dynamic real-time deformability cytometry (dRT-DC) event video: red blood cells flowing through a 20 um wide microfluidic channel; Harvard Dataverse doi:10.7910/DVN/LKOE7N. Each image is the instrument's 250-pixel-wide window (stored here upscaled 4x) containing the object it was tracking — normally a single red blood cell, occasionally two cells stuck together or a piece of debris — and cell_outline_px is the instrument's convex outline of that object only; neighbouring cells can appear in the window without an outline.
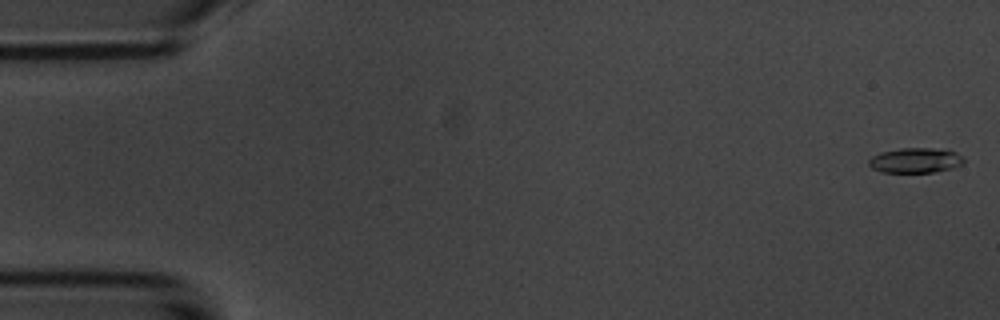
{"species": "common noctule bat (a hibernating species)", "species_latin": "Nyctalus noctula", "temperature_condition": "room temperature", "stored_images_in_passage": 7, "camera_frame_rate_fps": 3000, "um_per_image_px": 0.085, "animal": {"sex": "male", "body_mass_g": 20.1, "forearm_length_mm": 53.5}, "frame": {"image": 1, "passage_image": 1, "time_ms": 0.0, "image_size_px": [1000, 320], "cell_outline_px": [[964, 164], [952, 168], [936, 172], [880, 172], [872, 168], [868, 164], [868, 160], [872, 156], [880, 152], [900, 148], [932, 148], [956, 152], [964, 156]], "centroid_in_image_um": [77.82, 13.63], "position_along_channel_um": 7.2, "area_um2": 13.99}}
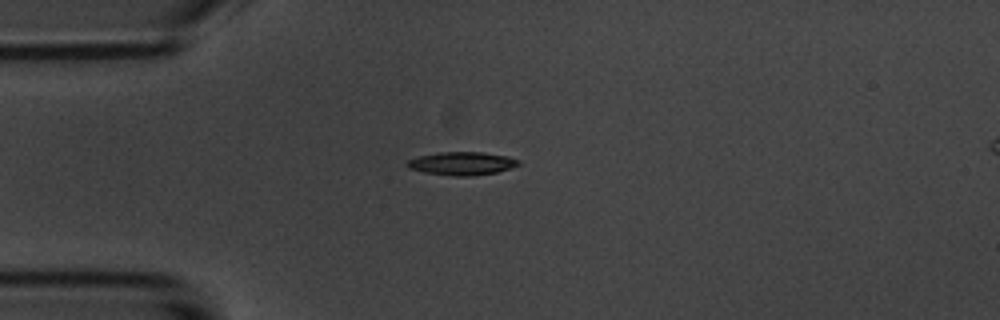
{"frame": {"image": 2, "passage_image": 4, "time_ms": 4.333, "image_size_px": [1000, 320], "cell_outline_px": [[520, 164], [512, 168], [496, 172], [472, 176], [452, 176], [424, 172], [408, 168], [404, 164], [408, 160], [420, 156], [440, 152], [484, 152], [508, 156], [520, 160]], "centroid_in_image_um": [39.28, 13.89], "position_along_channel_um": 45.7, "area_um2": 15.14}}
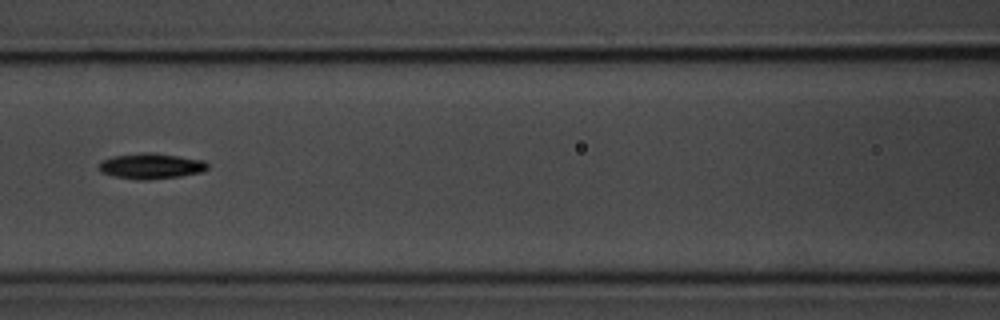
{"frame": {"image": 3, "passage_image": 7, "time_ms": 7.667, "image_size_px": [1000, 320], "cell_outline_px": [[208, 168], [204, 172], [180, 176], [148, 180], [140, 180], [112, 176], [100, 172], [100, 160], [112, 156], [144, 152], [152, 152], [204, 160], [208, 164]], "centroid_in_image_um": [12.84, 14.11], "position_along_channel_um": 153.8, "area_um2": 16.36}}